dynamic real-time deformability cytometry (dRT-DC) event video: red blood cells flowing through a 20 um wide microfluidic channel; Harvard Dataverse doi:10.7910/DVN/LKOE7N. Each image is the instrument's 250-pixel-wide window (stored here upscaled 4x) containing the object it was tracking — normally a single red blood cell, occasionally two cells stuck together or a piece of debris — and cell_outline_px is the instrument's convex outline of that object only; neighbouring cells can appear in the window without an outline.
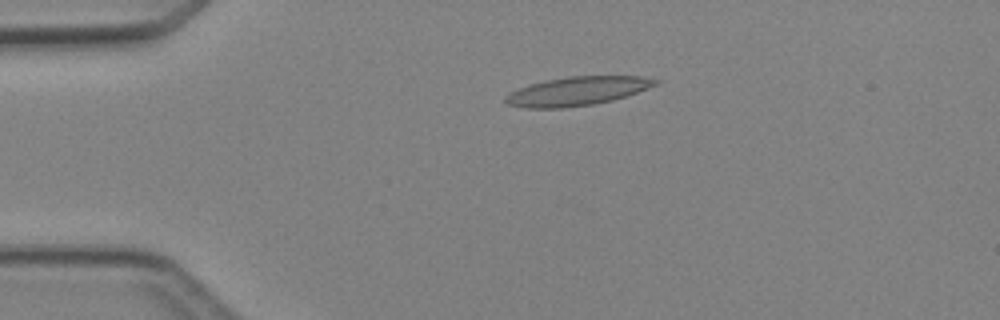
{"species": "Egyptian fruit bat (a non-hibernating species)", "species_latin": "Rousettus aegyptiacus", "temperature_condition": "cold", "stored_images_in_passage": 4, "camera_frame_rate_fps": 3000, "um_per_image_px": 0.085, "animal": {"sex": "female"}, "frame": {"image": 1, "passage_image": 4, "time_ms": 4.333, "image_size_px": [1000, 320], "cell_outline_px": [[660, 84], [628, 96], [612, 100], [592, 104], [560, 108], [524, 108], [508, 104], [504, 100], [504, 96], [508, 92], [528, 84], [544, 80], [568, 76], [640, 76], [660, 80]], "centroid_in_image_um": [49.06, 7.74], "position_along_channel_um": 35.9, "area_um2": 25.43}}